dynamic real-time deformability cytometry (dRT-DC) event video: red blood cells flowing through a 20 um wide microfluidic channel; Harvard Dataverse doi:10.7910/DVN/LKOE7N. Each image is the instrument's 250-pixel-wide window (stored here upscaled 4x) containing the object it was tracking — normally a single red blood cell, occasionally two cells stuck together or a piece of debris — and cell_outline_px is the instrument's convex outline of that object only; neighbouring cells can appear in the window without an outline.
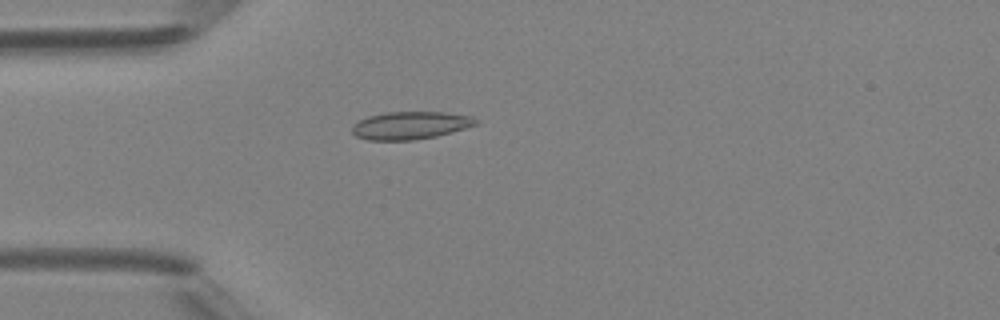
{"species": "Egyptian fruit bat (a non-hibernating species)", "species_latin": "Rousettus aegyptiacus", "temperature_condition": "room temperature", "stored_images_in_passage": 4, "camera_frame_rate_fps": 3000, "um_per_image_px": 0.085, "animal": {"sex": "female"}, "frame": {"image": 1, "passage_image": 4, "time_ms": 4.333, "image_size_px": [1000, 320], "cell_outline_px": [[480, 120], [476, 124], [452, 132], [436, 136], [412, 140], [368, 140], [356, 136], [352, 132], [352, 124], [368, 116], [388, 112], [444, 112], [472, 116]], "centroid_in_image_um": [34.88, 10.65], "position_along_channel_um": 50.1, "area_um2": 19.94}}